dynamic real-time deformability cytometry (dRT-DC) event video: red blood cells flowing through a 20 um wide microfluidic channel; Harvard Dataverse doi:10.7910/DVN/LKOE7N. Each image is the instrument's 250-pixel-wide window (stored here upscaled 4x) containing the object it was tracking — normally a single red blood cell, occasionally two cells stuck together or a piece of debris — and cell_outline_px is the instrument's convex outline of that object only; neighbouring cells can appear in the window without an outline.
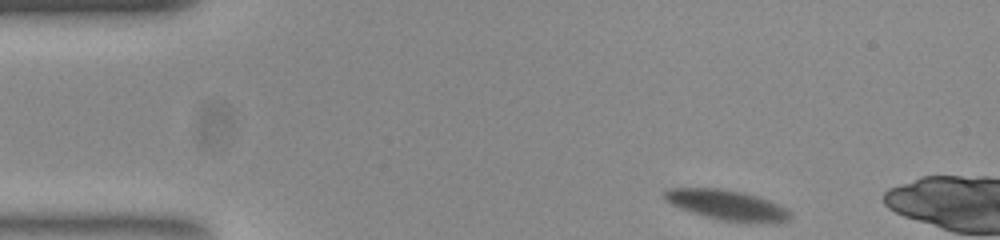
{"species": "common noctule bat (a hibernating species)", "species_latin": "Nyctalus noctula", "temperature_condition": "room temperature", "stored_images_in_passage": 6, "camera_frame_rate_fps": 3000, "um_per_image_px": 0.085, "animal": {"sex": "female", "body_mass_g": 23.0, "forearm_length_mm": 53.4}, "frame": {"image": 1, "passage_image": 1, "time_ms": 0.0, "image_size_px": [1000, 240], "cell_outline_px": [[788, 216], [784, 220], [720, 220], [680, 208], [664, 200], [664, 192], [672, 188], [716, 188], [736, 192], [752, 196], [764, 200], [784, 208], [788, 212]], "centroid_in_image_um": [61.57, 17.38], "position_along_channel_um": 23.4, "area_um2": 20.11}}